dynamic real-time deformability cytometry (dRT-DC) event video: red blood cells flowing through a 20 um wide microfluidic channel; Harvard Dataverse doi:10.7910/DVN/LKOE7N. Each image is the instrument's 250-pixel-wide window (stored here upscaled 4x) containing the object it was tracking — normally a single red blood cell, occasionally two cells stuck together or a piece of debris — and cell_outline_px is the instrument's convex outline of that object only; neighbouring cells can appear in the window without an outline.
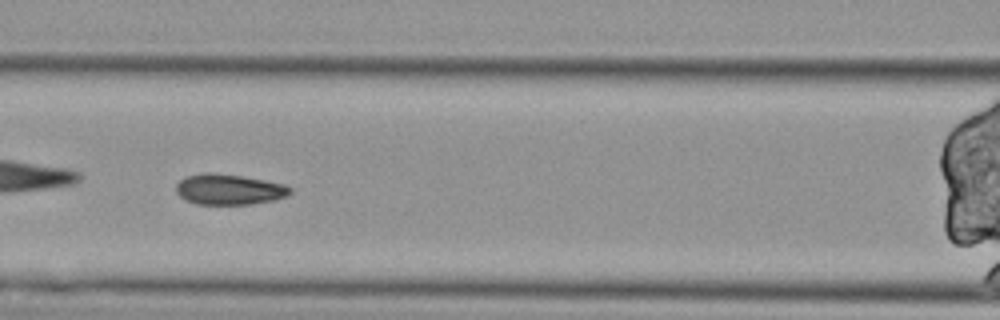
{"species": "Egyptian fruit bat (a non-hibernating species)", "species_latin": "Rousettus aegyptiacus", "temperature_condition": "cold", "stored_images_in_passage": 9, "camera_frame_rate_fps": 3000, "um_per_image_px": 0.085, "animal": {"sex": "female"}, "frame": {"image": 1, "passage_image": 4, "time_ms": 1.0, "image_size_px": [1000, 320], "cell_outline_px": [[292, 192], [288, 196], [272, 200], [248, 204], [196, 204], [184, 200], [176, 192], [176, 184], [184, 176], [208, 172], [212, 172], [240, 176], [264, 180], [284, 184], [292, 188]], "centroid_in_image_um": [19.44, 16.1], "position_along_channel_um": 147.2, "area_um2": 20.35}}
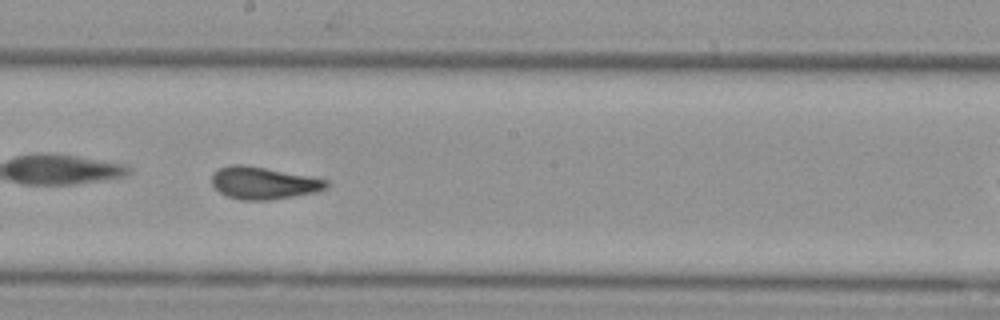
{"frame": {"image": 2, "passage_image": 6, "time_ms": 1.667, "image_size_px": [1000, 320], "cell_outline_px": [[328, 188], [316, 192], [268, 200], [240, 200], [228, 196], [220, 192], [212, 184], [212, 172], [228, 164], [244, 164], [328, 180]], "centroid_in_image_um": [22.36, 15.55], "position_along_channel_um": 225.8, "area_um2": 21.39}}
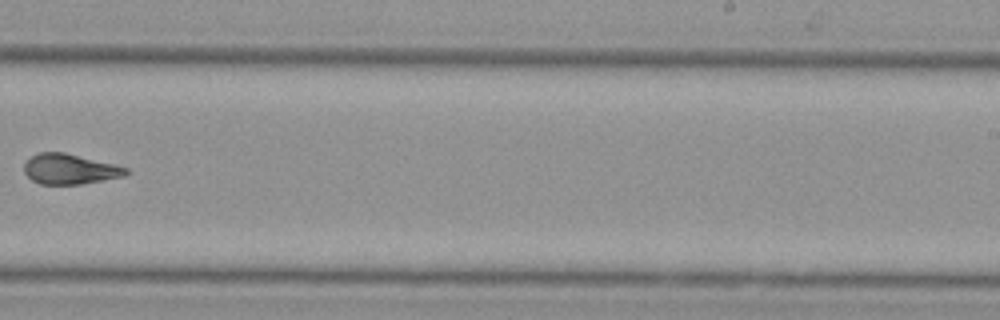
{"frame": {"image": 3, "passage_image": 9, "time_ms": 2.667, "image_size_px": [1000, 320], "cell_outline_px": [[128, 172], [124, 176], [80, 184], [40, 184], [32, 180], [24, 172], [24, 164], [32, 156], [40, 152], [64, 152], [128, 168]], "centroid_in_image_um": [5.9, 14.37], "position_along_channel_um": 283.1, "area_um2": 17.63}}